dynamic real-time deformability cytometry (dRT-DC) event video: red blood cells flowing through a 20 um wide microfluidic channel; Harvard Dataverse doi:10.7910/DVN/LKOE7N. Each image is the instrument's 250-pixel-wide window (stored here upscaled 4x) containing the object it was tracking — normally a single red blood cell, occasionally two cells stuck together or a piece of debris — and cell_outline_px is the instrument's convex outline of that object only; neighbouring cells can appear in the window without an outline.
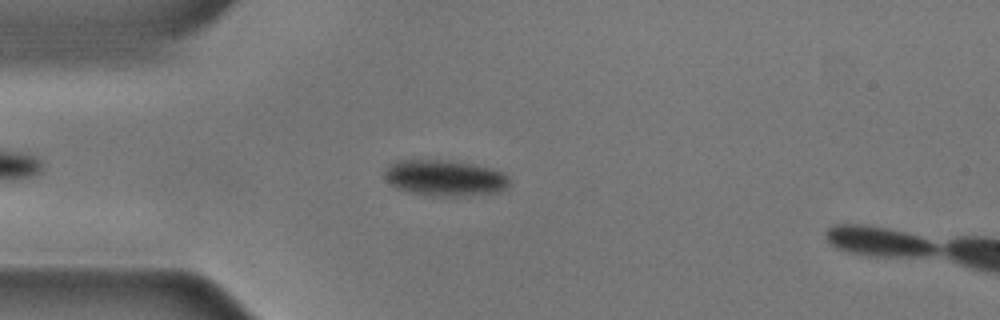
{"species": "common noctule bat (a hibernating species)", "species_latin": "Nyctalus noctula", "temperature_condition": "cold", "stored_images_in_passage": 38, "camera_frame_rate_fps": 3000, "um_per_image_px": 0.085, "animal": {"sex": "male", "body_mass_g": 17.9, "forearm_length_mm": 54.2}, "frame": {"image": 1, "passage_image": 5, "time_ms": 1.333, "image_size_px": [1000, 320], "cell_outline_px": [[508, 184], [500, 192], [472, 196], [432, 196], [408, 192], [396, 188], [384, 176], [384, 172], [388, 164], [396, 160], [452, 160], [492, 168], [504, 172], [508, 176]], "centroid_in_image_um": [37.81, 15.13], "position_along_channel_um": 47.2, "area_um2": 26.53}}
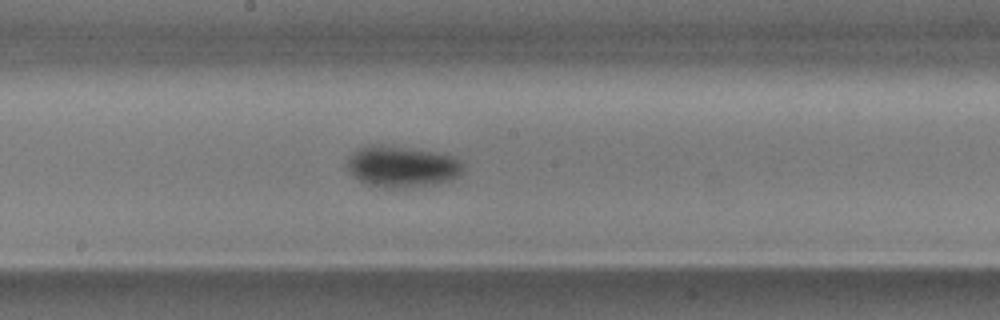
{"frame": {"image": 2, "passage_image": 20, "time_ms": 6.333, "image_size_px": [1000, 320], "cell_outline_px": [[464, 172], [460, 176], [448, 180], [432, 184], [404, 188], [380, 188], [364, 184], [352, 176], [348, 172], [344, 164], [348, 156], [352, 152], [368, 144], [376, 144], [432, 152], [456, 156], [464, 164]], "centroid_in_image_um": [34.11, 14.17], "position_along_channel_um": 214.1, "area_um2": 28.38}}
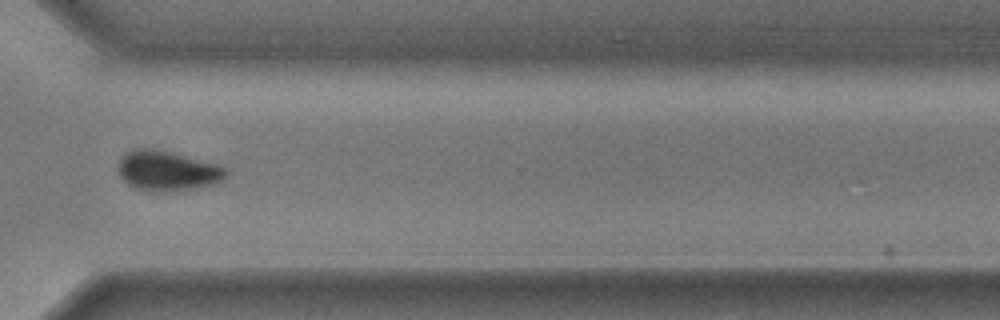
{"frame": {"image": 3, "passage_image": 32, "time_ms": 10.333, "image_size_px": [1000, 320], "cell_outline_px": [[228, 172], [224, 180], [216, 184], [192, 188], [164, 192], [152, 192], [132, 188], [120, 176], [116, 168], [120, 160], [128, 152], [136, 148], [152, 148], [172, 152], [220, 164], [228, 168]], "centroid_in_image_um": [14.25, 14.52], "position_along_channel_um": 356.3, "area_um2": 25.55}, "authors_computed_cell_mechanics": {"area_um2": 27.8018, "velocity_mm_per_s": 3.565, "shape_relaxation_time_tau1_ms": 2.3428, "shape_relaxation_time_tau2_ms": null, "deformation_change_tau1": 0.0801, "deformation_change_tau2": null}}